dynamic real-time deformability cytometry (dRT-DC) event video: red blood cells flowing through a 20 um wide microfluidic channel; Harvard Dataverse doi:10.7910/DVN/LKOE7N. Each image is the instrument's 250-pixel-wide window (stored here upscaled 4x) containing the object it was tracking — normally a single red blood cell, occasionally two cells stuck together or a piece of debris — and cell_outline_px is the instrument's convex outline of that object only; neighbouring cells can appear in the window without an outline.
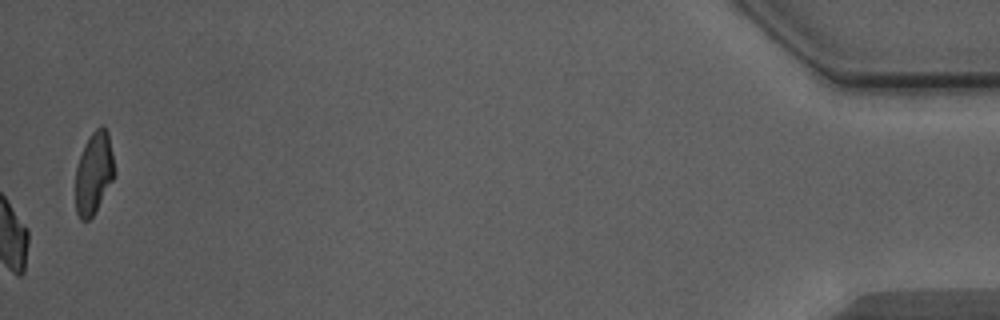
{"species": "Egyptian fruit bat (a non-hibernating species)", "species_latin": "Rousettus aegyptiacus", "temperature_condition": "warm", "stored_images_in_passage": 49, "camera_frame_rate_fps": 3000, "um_per_image_px": 0.085, "animal": {"sex": "male"}, "frame": {"image": 1, "passage_image": 49, "time_ms": 16.0, "image_size_px": [1000, 320], "cell_outline_px": [[116, 172], [112, 180], [92, 216], [88, 220], [80, 220], [76, 212], [76, 168], [84, 144], [92, 132], [100, 124], [104, 124], [108, 132]], "centroid_in_image_um": [7.98, 14.65], "position_along_channel_um": 427.2, "area_um2": 18.5}, "authors_computed_cell_mechanics": {"area_um2": 19.2474, "velocity_mm_per_s": 3.9381, "shape_relaxation_time_tau1_ms": 8.216, "shape_relaxation_time_tau2_ms": 1.8269, "deformation_change_tau1": 0.2034, "deformation_change_tau2": 0.0878}}